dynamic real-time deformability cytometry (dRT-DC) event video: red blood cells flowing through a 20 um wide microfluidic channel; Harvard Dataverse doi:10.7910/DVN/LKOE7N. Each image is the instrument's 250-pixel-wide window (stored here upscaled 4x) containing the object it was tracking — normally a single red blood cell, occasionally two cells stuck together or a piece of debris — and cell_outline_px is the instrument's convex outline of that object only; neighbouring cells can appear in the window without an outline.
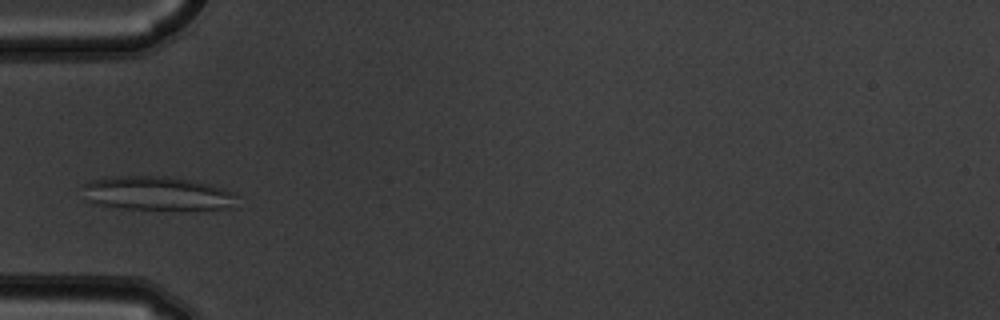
{"species": "common noctule bat (a hibernating species)", "species_latin": "Nyctalus noctula", "temperature_condition": "warm", "stored_images_in_passage": 3, "camera_frame_rate_fps": 3000, "um_per_image_px": 0.085, "animal": {"sex": "male", "body_mass_g": 19.5, "forearm_length_mm": 54.6}, "frame": {"image": 1, "passage_image": 3, "time_ms": 0.667, "image_size_px": [1000, 320], "cell_outline_px": [[236, 208], [120, 208], [96, 204], [88, 200], [84, 184], [92, 180], [108, 176], [172, 176], [196, 180], [224, 188], [236, 192]], "centroid_in_image_um": [13.42, 16.4], "position_along_channel_um": 71.6, "area_um2": 30.23}}